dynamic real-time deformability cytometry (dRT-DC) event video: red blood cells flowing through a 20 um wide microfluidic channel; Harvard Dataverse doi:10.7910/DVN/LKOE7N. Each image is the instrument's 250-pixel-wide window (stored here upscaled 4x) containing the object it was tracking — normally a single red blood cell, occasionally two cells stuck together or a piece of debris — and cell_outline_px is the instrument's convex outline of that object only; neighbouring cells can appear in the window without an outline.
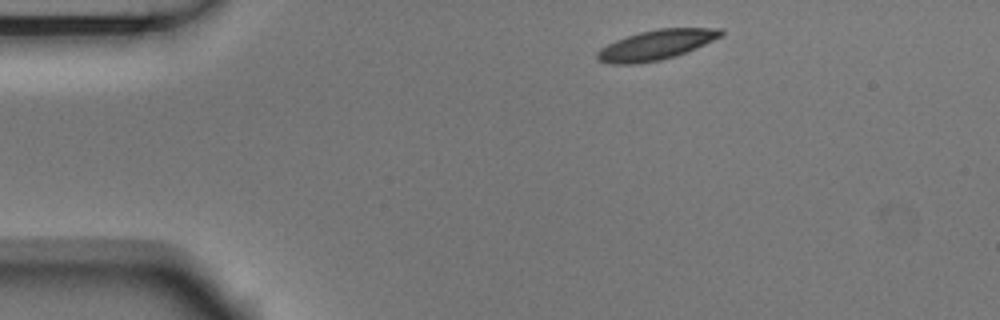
{"species": "Egyptian fruit bat (a non-hibernating species)", "species_latin": "Rousettus aegyptiacus", "temperature_condition": "room temperature", "stored_images_in_passage": 2, "camera_frame_rate_fps": 3000, "um_per_image_px": 0.085, "animal": {"sex": "male"}, "frame": {"image": 1, "passage_image": 1, "time_ms": 0.0, "image_size_px": [1000, 320], "cell_outline_px": [[724, 32], [720, 36], [696, 48], [660, 60], [636, 64], [612, 64], [596, 60], [596, 52], [600, 48], [616, 40], [640, 32], [660, 28], [724, 28]], "centroid_in_image_um": [55.73, 3.82], "position_along_channel_um": 29.3, "area_um2": 21.27}}
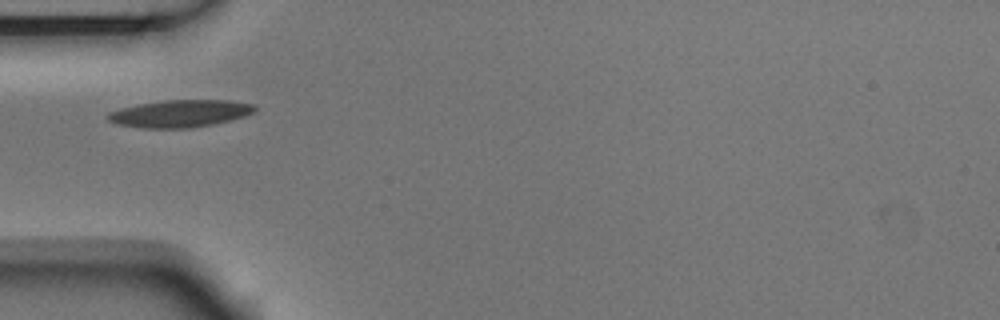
{"frame": {"image": 2, "passage_image": 2, "time_ms": 0.333, "image_size_px": [1000, 320], "cell_outline_px": [[256, 108], [252, 112], [244, 116], [216, 124], [192, 128], [144, 128], [116, 124], [108, 120], [104, 116], [108, 112], [120, 108], [140, 104], [164, 100], [232, 100], [252, 104]], "centroid_in_image_um": [15.27, 9.65], "position_along_channel_um": 69.7, "area_um2": 23.47}}